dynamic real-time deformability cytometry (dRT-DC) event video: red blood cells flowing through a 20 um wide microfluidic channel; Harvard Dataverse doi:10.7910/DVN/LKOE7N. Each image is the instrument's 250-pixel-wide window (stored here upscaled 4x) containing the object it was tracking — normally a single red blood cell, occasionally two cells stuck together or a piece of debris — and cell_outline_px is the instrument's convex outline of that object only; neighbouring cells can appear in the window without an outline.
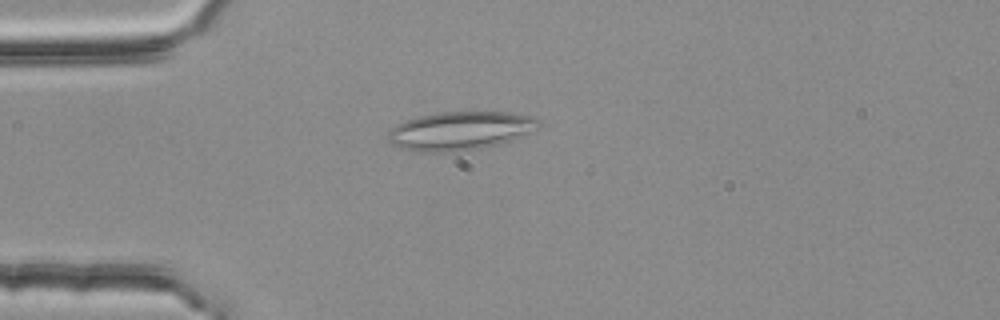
{"species": "common noctule bat (a hibernating species)", "species_latin": "Nyctalus noctula", "temperature_condition": "room temperature", "stored_images_in_passage": 54, "camera_frame_rate_fps": 3000, "um_per_image_px": 0.085, "animal": {"sex": "female", "body_mass_g": 25.1}, "frame": {"image": 1, "passage_image": 14, "time_ms": 4.333, "image_size_px": [1000, 320], "cell_outline_px": [[540, 124], [512, 140], [500, 144], [480, 148], [452, 152], [420, 152], [400, 148], [392, 144], [388, 140], [388, 132], [396, 124], [404, 120], [416, 116], [440, 112], [504, 112], [536, 116], [540, 120]], "centroid_in_image_um": [39.05, 11.11], "position_along_channel_um": 45.9, "area_um2": 33.81}}
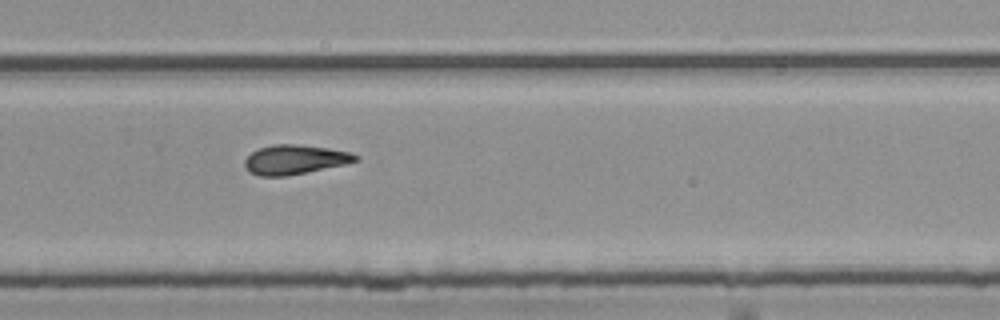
{"frame": {"image": 2, "passage_image": 36, "time_ms": 11.667, "image_size_px": [1000, 320], "cell_outline_px": [[360, 160], [344, 164], [288, 176], [260, 176], [248, 172], [244, 164], [244, 160], [256, 148], [272, 144], [296, 144], [328, 148], [352, 152], [360, 156]], "centroid_in_image_um": [25.05, 13.56], "position_along_channel_um": 304.8, "area_um2": 19.19}}
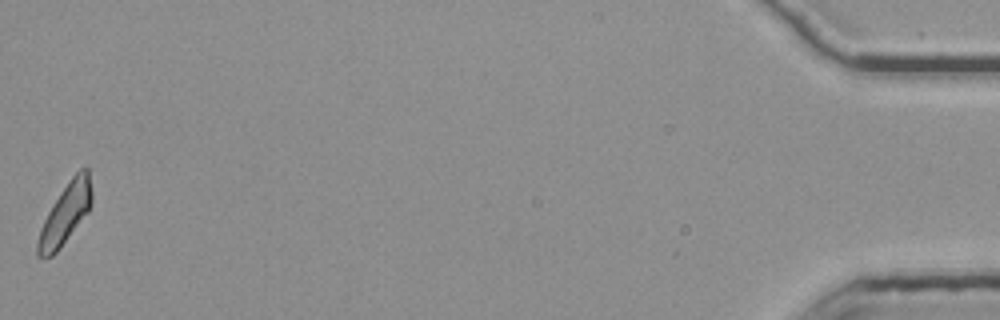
{"frame": {"image": 3, "passage_image": 54, "time_ms": 17.667, "image_size_px": [1000, 320], "cell_outline_px": [[92, 200], [88, 212], [60, 248], [52, 256], [36, 256], [36, 244], [40, 228], [48, 212], [60, 192], [72, 176], [80, 168], [88, 168], [92, 192]], "centroid_in_image_um": [5.55, 18.17], "position_along_channel_um": 429.6, "area_um2": 18.79}, "authors_computed_cell_mechanics": {"area_um2": 19.2185, "velocity_mm_per_s": 3.7656, "shape_relaxation_time_tau1_ms": null, "shape_relaxation_time_tau2_ms": 7.6976, "deformation_change_tau1": null, "deformation_change_tau2": 0.1967}}